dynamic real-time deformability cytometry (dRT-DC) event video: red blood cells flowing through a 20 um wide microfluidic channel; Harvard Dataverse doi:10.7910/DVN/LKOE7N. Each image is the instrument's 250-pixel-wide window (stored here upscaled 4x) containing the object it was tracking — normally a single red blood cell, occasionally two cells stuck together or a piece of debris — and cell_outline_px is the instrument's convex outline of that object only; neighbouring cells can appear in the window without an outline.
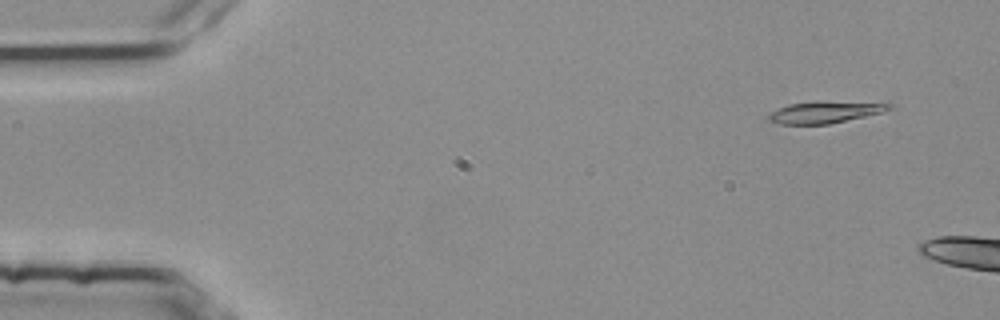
{"species": "common noctule bat (a hibernating species)", "species_latin": "Nyctalus noctula", "temperature_condition": "room temperature", "stored_images_in_passage": 10, "camera_frame_rate_fps": 3000, "um_per_image_px": 0.085, "animal": {"sex": "female", "body_mass_g": 25.1}, "frame": {"image": 1, "passage_image": 4, "time_ms": 1.0, "image_size_px": [1000, 320], "cell_outline_px": [[892, 108], [884, 112], [828, 124], [780, 124], [768, 120], [768, 116], [776, 108], [788, 104], [816, 100], [892, 104]], "centroid_in_image_um": [70.09, 9.52], "position_along_channel_um": 14.9, "area_um2": 15.37}}